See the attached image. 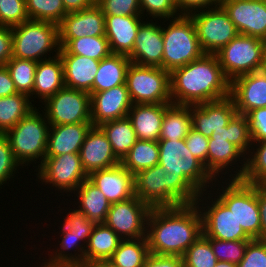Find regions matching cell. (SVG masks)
<instances>
[{
	"label": "cell",
	"instance_id": "1",
	"mask_svg": "<svg viewBox=\"0 0 266 267\" xmlns=\"http://www.w3.org/2000/svg\"><path fill=\"white\" fill-rule=\"evenodd\" d=\"M202 234L196 204L152 208L149 213L146 239L152 254L182 257Z\"/></svg>",
	"mask_w": 266,
	"mask_h": 267
},
{
	"label": "cell",
	"instance_id": "2",
	"mask_svg": "<svg viewBox=\"0 0 266 267\" xmlns=\"http://www.w3.org/2000/svg\"><path fill=\"white\" fill-rule=\"evenodd\" d=\"M170 94L172 104L198 105L230 96V81L217 56L204 54L170 72Z\"/></svg>",
	"mask_w": 266,
	"mask_h": 267
},
{
	"label": "cell",
	"instance_id": "3",
	"mask_svg": "<svg viewBox=\"0 0 266 267\" xmlns=\"http://www.w3.org/2000/svg\"><path fill=\"white\" fill-rule=\"evenodd\" d=\"M135 196L151 208L195 204L201 191L186 177L172 176L161 164L134 175Z\"/></svg>",
	"mask_w": 266,
	"mask_h": 267
},
{
	"label": "cell",
	"instance_id": "4",
	"mask_svg": "<svg viewBox=\"0 0 266 267\" xmlns=\"http://www.w3.org/2000/svg\"><path fill=\"white\" fill-rule=\"evenodd\" d=\"M49 129L44 112L36 107L5 133L14 158L22 167L20 172L27 166L30 174V164L35 170L42 164L46 156Z\"/></svg>",
	"mask_w": 266,
	"mask_h": 267
},
{
	"label": "cell",
	"instance_id": "5",
	"mask_svg": "<svg viewBox=\"0 0 266 267\" xmlns=\"http://www.w3.org/2000/svg\"><path fill=\"white\" fill-rule=\"evenodd\" d=\"M11 30L12 57L39 62L59 55L58 24L29 19Z\"/></svg>",
	"mask_w": 266,
	"mask_h": 267
},
{
	"label": "cell",
	"instance_id": "6",
	"mask_svg": "<svg viewBox=\"0 0 266 267\" xmlns=\"http://www.w3.org/2000/svg\"><path fill=\"white\" fill-rule=\"evenodd\" d=\"M161 23L164 70L171 72L205 54L201 49L194 22L189 15L163 19Z\"/></svg>",
	"mask_w": 266,
	"mask_h": 267
},
{
	"label": "cell",
	"instance_id": "7",
	"mask_svg": "<svg viewBox=\"0 0 266 267\" xmlns=\"http://www.w3.org/2000/svg\"><path fill=\"white\" fill-rule=\"evenodd\" d=\"M210 190L231 210L251 239H260L261 220L256 184H248L240 179H218Z\"/></svg>",
	"mask_w": 266,
	"mask_h": 267
},
{
	"label": "cell",
	"instance_id": "8",
	"mask_svg": "<svg viewBox=\"0 0 266 267\" xmlns=\"http://www.w3.org/2000/svg\"><path fill=\"white\" fill-rule=\"evenodd\" d=\"M35 171L36 183L46 185L48 189L57 190L54 196L59 193L57 198L63 196V200H65L64 195L69 193L66 196H70L88 178L82 167L79 153L45 156L42 164L36 170L32 169V172Z\"/></svg>",
	"mask_w": 266,
	"mask_h": 267
},
{
	"label": "cell",
	"instance_id": "9",
	"mask_svg": "<svg viewBox=\"0 0 266 267\" xmlns=\"http://www.w3.org/2000/svg\"><path fill=\"white\" fill-rule=\"evenodd\" d=\"M125 84L132 104H172L170 72L162 68L131 63Z\"/></svg>",
	"mask_w": 266,
	"mask_h": 267
},
{
	"label": "cell",
	"instance_id": "10",
	"mask_svg": "<svg viewBox=\"0 0 266 267\" xmlns=\"http://www.w3.org/2000/svg\"><path fill=\"white\" fill-rule=\"evenodd\" d=\"M159 164L172 176H186L201 192L210 190L215 179L192 155L184 139H159Z\"/></svg>",
	"mask_w": 266,
	"mask_h": 267
},
{
	"label": "cell",
	"instance_id": "11",
	"mask_svg": "<svg viewBox=\"0 0 266 267\" xmlns=\"http://www.w3.org/2000/svg\"><path fill=\"white\" fill-rule=\"evenodd\" d=\"M265 42L257 37L239 34L215 54L230 82L241 75L261 70Z\"/></svg>",
	"mask_w": 266,
	"mask_h": 267
},
{
	"label": "cell",
	"instance_id": "12",
	"mask_svg": "<svg viewBox=\"0 0 266 267\" xmlns=\"http://www.w3.org/2000/svg\"><path fill=\"white\" fill-rule=\"evenodd\" d=\"M195 204L201 213L202 230L206 238L251 240L231 210L211 190L201 192Z\"/></svg>",
	"mask_w": 266,
	"mask_h": 267
},
{
	"label": "cell",
	"instance_id": "13",
	"mask_svg": "<svg viewBox=\"0 0 266 267\" xmlns=\"http://www.w3.org/2000/svg\"><path fill=\"white\" fill-rule=\"evenodd\" d=\"M245 168L246 156L230 142L229 124L218 131H213L208 142L209 174L215 180L241 179Z\"/></svg>",
	"mask_w": 266,
	"mask_h": 267
},
{
	"label": "cell",
	"instance_id": "14",
	"mask_svg": "<svg viewBox=\"0 0 266 267\" xmlns=\"http://www.w3.org/2000/svg\"><path fill=\"white\" fill-rule=\"evenodd\" d=\"M189 16L194 22L201 49L205 54H216L239 35L228 13L221 5L195 11Z\"/></svg>",
	"mask_w": 266,
	"mask_h": 267
},
{
	"label": "cell",
	"instance_id": "15",
	"mask_svg": "<svg viewBox=\"0 0 266 267\" xmlns=\"http://www.w3.org/2000/svg\"><path fill=\"white\" fill-rule=\"evenodd\" d=\"M43 105V106H42ZM40 105L50 126L91 123L90 94L64 87Z\"/></svg>",
	"mask_w": 266,
	"mask_h": 267
},
{
	"label": "cell",
	"instance_id": "16",
	"mask_svg": "<svg viewBox=\"0 0 266 267\" xmlns=\"http://www.w3.org/2000/svg\"><path fill=\"white\" fill-rule=\"evenodd\" d=\"M151 207L136 196L113 203L104 222L122 239L146 237L147 220Z\"/></svg>",
	"mask_w": 266,
	"mask_h": 267
},
{
	"label": "cell",
	"instance_id": "17",
	"mask_svg": "<svg viewBox=\"0 0 266 267\" xmlns=\"http://www.w3.org/2000/svg\"><path fill=\"white\" fill-rule=\"evenodd\" d=\"M50 231H54L50 233L57 237L53 238L55 236H51V239H54L55 242L57 241L58 244L52 241V243L50 242V248L47 247L48 251L46 250L45 252H40L38 259L42 261V264L48 267H84V256L90 236H77L76 234H72V232L62 224V222L60 225L58 224V229L56 228L54 230L53 228V230ZM55 232L58 233V235H56ZM46 254L48 258L45 256ZM41 258L43 259L41 260Z\"/></svg>",
	"mask_w": 266,
	"mask_h": 267
},
{
	"label": "cell",
	"instance_id": "18",
	"mask_svg": "<svg viewBox=\"0 0 266 267\" xmlns=\"http://www.w3.org/2000/svg\"><path fill=\"white\" fill-rule=\"evenodd\" d=\"M240 35L266 41V0H221Z\"/></svg>",
	"mask_w": 266,
	"mask_h": 267
},
{
	"label": "cell",
	"instance_id": "19",
	"mask_svg": "<svg viewBox=\"0 0 266 267\" xmlns=\"http://www.w3.org/2000/svg\"><path fill=\"white\" fill-rule=\"evenodd\" d=\"M163 51L161 20L146 19L138 29L133 50L128 58L131 63L140 66L163 69Z\"/></svg>",
	"mask_w": 266,
	"mask_h": 267
},
{
	"label": "cell",
	"instance_id": "20",
	"mask_svg": "<svg viewBox=\"0 0 266 267\" xmlns=\"http://www.w3.org/2000/svg\"><path fill=\"white\" fill-rule=\"evenodd\" d=\"M93 126L128 116L132 102L126 84L90 94Z\"/></svg>",
	"mask_w": 266,
	"mask_h": 267
},
{
	"label": "cell",
	"instance_id": "21",
	"mask_svg": "<svg viewBox=\"0 0 266 267\" xmlns=\"http://www.w3.org/2000/svg\"><path fill=\"white\" fill-rule=\"evenodd\" d=\"M192 128L210 138L213 131L226 127L238 113L230 96L198 105H190Z\"/></svg>",
	"mask_w": 266,
	"mask_h": 267
},
{
	"label": "cell",
	"instance_id": "22",
	"mask_svg": "<svg viewBox=\"0 0 266 267\" xmlns=\"http://www.w3.org/2000/svg\"><path fill=\"white\" fill-rule=\"evenodd\" d=\"M230 97L238 114L266 107V73L262 70L241 75L230 82Z\"/></svg>",
	"mask_w": 266,
	"mask_h": 267
},
{
	"label": "cell",
	"instance_id": "23",
	"mask_svg": "<svg viewBox=\"0 0 266 267\" xmlns=\"http://www.w3.org/2000/svg\"><path fill=\"white\" fill-rule=\"evenodd\" d=\"M80 160L84 171L91 172L114 167L120 163L111 143L99 126H92L80 148Z\"/></svg>",
	"mask_w": 266,
	"mask_h": 267
},
{
	"label": "cell",
	"instance_id": "24",
	"mask_svg": "<svg viewBox=\"0 0 266 267\" xmlns=\"http://www.w3.org/2000/svg\"><path fill=\"white\" fill-rule=\"evenodd\" d=\"M111 204L135 196L134 175L120 163L114 167L97 170L88 175Z\"/></svg>",
	"mask_w": 266,
	"mask_h": 267
},
{
	"label": "cell",
	"instance_id": "25",
	"mask_svg": "<svg viewBox=\"0 0 266 267\" xmlns=\"http://www.w3.org/2000/svg\"><path fill=\"white\" fill-rule=\"evenodd\" d=\"M58 26L59 39L105 36V15L95 4L81 11L67 13Z\"/></svg>",
	"mask_w": 266,
	"mask_h": 267
},
{
	"label": "cell",
	"instance_id": "26",
	"mask_svg": "<svg viewBox=\"0 0 266 267\" xmlns=\"http://www.w3.org/2000/svg\"><path fill=\"white\" fill-rule=\"evenodd\" d=\"M144 21L142 15H105V36L112 54L128 56L132 52L138 29Z\"/></svg>",
	"mask_w": 266,
	"mask_h": 267
},
{
	"label": "cell",
	"instance_id": "27",
	"mask_svg": "<svg viewBox=\"0 0 266 267\" xmlns=\"http://www.w3.org/2000/svg\"><path fill=\"white\" fill-rule=\"evenodd\" d=\"M64 87V67L60 55L37 63L34 88L30 99L33 98L32 103H34L35 98L39 102L36 100L34 105L38 103L37 106H40Z\"/></svg>",
	"mask_w": 266,
	"mask_h": 267
},
{
	"label": "cell",
	"instance_id": "28",
	"mask_svg": "<svg viewBox=\"0 0 266 267\" xmlns=\"http://www.w3.org/2000/svg\"><path fill=\"white\" fill-rule=\"evenodd\" d=\"M71 197H74V199ZM71 199L74 201H71ZM65 201L67 203H65L64 206H68V203L70 202L69 206L73 204L71 207L75 206L74 208L77 211L85 214L86 217L95 224L104 223L106 221L111 206V203L105 195L88 178L70 196H68Z\"/></svg>",
	"mask_w": 266,
	"mask_h": 267
},
{
	"label": "cell",
	"instance_id": "29",
	"mask_svg": "<svg viewBox=\"0 0 266 267\" xmlns=\"http://www.w3.org/2000/svg\"><path fill=\"white\" fill-rule=\"evenodd\" d=\"M92 123L60 124L50 126L46 156L79 153Z\"/></svg>",
	"mask_w": 266,
	"mask_h": 267
},
{
	"label": "cell",
	"instance_id": "30",
	"mask_svg": "<svg viewBox=\"0 0 266 267\" xmlns=\"http://www.w3.org/2000/svg\"><path fill=\"white\" fill-rule=\"evenodd\" d=\"M64 67L65 87L92 93L100 61L77 54H59Z\"/></svg>",
	"mask_w": 266,
	"mask_h": 267
},
{
	"label": "cell",
	"instance_id": "31",
	"mask_svg": "<svg viewBox=\"0 0 266 267\" xmlns=\"http://www.w3.org/2000/svg\"><path fill=\"white\" fill-rule=\"evenodd\" d=\"M171 104H132L128 112L138 140L158 141L165 110Z\"/></svg>",
	"mask_w": 266,
	"mask_h": 267
},
{
	"label": "cell",
	"instance_id": "32",
	"mask_svg": "<svg viewBox=\"0 0 266 267\" xmlns=\"http://www.w3.org/2000/svg\"><path fill=\"white\" fill-rule=\"evenodd\" d=\"M121 240L105 223L95 224L86 246L84 267H94L100 262L108 261Z\"/></svg>",
	"mask_w": 266,
	"mask_h": 267
},
{
	"label": "cell",
	"instance_id": "33",
	"mask_svg": "<svg viewBox=\"0 0 266 267\" xmlns=\"http://www.w3.org/2000/svg\"><path fill=\"white\" fill-rule=\"evenodd\" d=\"M130 64L128 56L123 54H111L102 59L94 79L92 93L125 84L126 72Z\"/></svg>",
	"mask_w": 266,
	"mask_h": 267
},
{
	"label": "cell",
	"instance_id": "34",
	"mask_svg": "<svg viewBox=\"0 0 266 267\" xmlns=\"http://www.w3.org/2000/svg\"><path fill=\"white\" fill-rule=\"evenodd\" d=\"M59 54H77L98 61L112 54L106 36L80 37L77 39H59Z\"/></svg>",
	"mask_w": 266,
	"mask_h": 267
},
{
	"label": "cell",
	"instance_id": "35",
	"mask_svg": "<svg viewBox=\"0 0 266 267\" xmlns=\"http://www.w3.org/2000/svg\"><path fill=\"white\" fill-rule=\"evenodd\" d=\"M111 143L113 153L121 161L138 140L128 117L108 121L99 126Z\"/></svg>",
	"mask_w": 266,
	"mask_h": 267
},
{
	"label": "cell",
	"instance_id": "36",
	"mask_svg": "<svg viewBox=\"0 0 266 267\" xmlns=\"http://www.w3.org/2000/svg\"><path fill=\"white\" fill-rule=\"evenodd\" d=\"M192 128L190 106L171 104L162 120L159 139H185Z\"/></svg>",
	"mask_w": 266,
	"mask_h": 267
},
{
	"label": "cell",
	"instance_id": "37",
	"mask_svg": "<svg viewBox=\"0 0 266 267\" xmlns=\"http://www.w3.org/2000/svg\"><path fill=\"white\" fill-rule=\"evenodd\" d=\"M34 108L36 106L30 97L22 93L0 97V134H5L13 128Z\"/></svg>",
	"mask_w": 266,
	"mask_h": 267
},
{
	"label": "cell",
	"instance_id": "38",
	"mask_svg": "<svg viewBox=\"0 0 266 267\" xmlns=\"http://www.w3.org/2000/svg\"><path fill=\"white\" fill-rule=\"evenodd\" d=\"M159 162L158 141L137 140L120 164L131 174L157 165Z\"/></svg>",
	"mask_w": 266,
	"mask_h": 267
},
{
	"label": "cell",
	"instance_id": "39",
	"mask_svg": "<svg viewBox=\"0 0 266 267\" xmlns=\"http://www.w3.org/2000/svg\"><path fill=\"white\" fill-rule=\"evenodd\" d=\"M149 254L146 237L122 239L108 261L115 267H144Z\"/></svg>",
	"mask_w": 266,
	"mask_h": 267
},
{
	"label": "cell",
	"instance_id": "40",
	"mask_svg": "<svg viewBox=\"0 0 266 267\" xmlns=\"http://www.w3.org/2000/svg\"><path fill=\"white\" fill-rule=\"evenodd\" d=\"M37 63L33 60L12 57L5 64L18 93L29 97L32 95Z\"/></svg>",
	"mask_w": 266,
	"mask_h": 267
},
{
	"label": "cell",
	"instance_id": "41",
	"mask_svg": "<svg viewBox=\"0 0 266 267\" xmlns=\"http://www.w3.org/2000/svg\"><path fill=\"white\" fill-rule=\"evenodd\" d=\"M266 177V140L252 142L246 156V168L241 181L248 184H259Z\"/></svg>",
	"mask_w": 266,
	"mask_h": 267
},
{
	"label": "cell",
	"instance_id": "42",
	"mask_svg": "<svg viewBox=\"0 0 266 267\" xmlns=\"http://www.w3.org/2000/svg\"><path fill=\"white\" fill-rule=\"evenodd\" d=\"M29 19L59 24L67 14L62 0H25Z\"/></svg>",
	"mask_w": 266,
	"mask_h": 267
},
{
	"label": "cell",
	"instance_id": "43",
	"mask_svg": "<svg viewBox=\"0 0 266 267\" xmlns=\"http://www.w3.org/2000/svg\"><path fill=\"white\" fill-rule=\"evenodd\" d=\"M184 267H214L218 262L210 241L202 234L182 256Z\"/></svg>",
	"mask_w": 266,
	"mask_h": 267
},
{
	"label": "cell",
	"instance_id": "44",
	"mask_svg": "<svg viewBox=\"0 0 266 267\" xmlns=\"http://www.w3.org/2000/svg\"><path fill=\"white\" fill-rule=\"evenodd\" d=\"M21 168V165L14 158L7 136L0 134V191L7 183L9 186V182L12 183V180L14 183V179L18 178V170Z\"/></svg>",
	"mask_w": 266,
	"mask_h": 267
},
{
	"label": "cell",
	"instance_id": "45",
	"mask_svg": "<svg viewBox=\"0 0 266 267\" xmlns=\"http://www.w3.org/2000/svg\"><path fill=\"white\" fill-rule=\"evenodd\" d=\"M210 241L212 251L218 261H226L239 264L244 257L245 249L250 240L224 241L207 238Z\"/></svg>",
	"mask_w": 266,
	"mask_h": 267
},
{
	"label": "cell",
	"instance_id": "46",
	"mask_svg": "<svg viewBox=\"0 0 266 267\" xmlns=\"http://www.w3.org/2000/svg\"><path fill=\"white\" fill-rule=\"evenodd\" d=\"M61 204L58 205V207H56L58 209V212L56 211L55 214H58L60 212V218L58 217V219H61V213H65V216L63 217V221L58 220L59 223L63 222L62 224L69 229L72 234H76L77 236H90L93 230V227L95 226V223L93 221H91L89 218L86 217L85 214L77 211L74 207L73 209L70 207H63L61 208ZM66 208V209H65ZM68 208V209H67ZM63 209V212H62ZM70 210V211H69ZM68 211V212H66ZM65 217V218H64Z\"/></svg>",
	"mask_w": 266,
	"mask_h": 267
},
{
	"label": "cell",
	"instance_id": "47",
	"mask_svg": "<svg viewBox=\"0 0 266 267\" xmlns=\"http://www.w3.org/2000/svg\"><path fill=\"white\" fill-rule=\"evenodd\" d=\"M230 142L234 144L245 156L250 151L252 138L250 126L246 115L236 114L229 122Z\"/></svg>",
	"mask_w": 266,
	"mask_h": 267
},
{
	"label": "cell",
	"instance_id": "48",
	"mask_svg": "<svg viewBox=\"0 0 266 267\" xmlns=\"http://www.w3.org/2000/svg\"><path fill=\"white\" fill-rule=\"evenodd\" d=\"M143 18L151 20L172 19L180 16L175 0H139ZM149 17V18H148Z\"/></svg>",
	"mask_w": 266,
	"mask_h": 267
},
{
	"label": "cell",
	"instance_id": "49",
	"mask_svg": "<svg viewBox=\"0 0 266 267\" xmlns=\"http://www.w3.org/2000/svg\"><path fill=\"white\" fill-rule=\"evenodd\" d=\"M27 20L25 0H0V26L14 27Z\"/></svg>",
	"mask_w": 266,
	"mask_h": 267
},
{
	"label": "cell",
	"instance_id": "50",
	"mask_svg": "<svg viewBox=\"0 0 266 267\" xmlns=\"http://www.w3.org/2000/svg\"><path fill=\"white\" fill-rule=\"evenodd\" d=\"M104 15H142L139 0H96Z\"/></svg>",
	"mask_w": 266,
	"mask_h": 267
},
{
	"label": "cell",
	"instance_id": "51",
	"mask_svg": "<svg viewBox=\"0 0 266 267\" xmlns=\"http://www.w3.org/2000/svg\"><path fill=\"white\" fill-rule=\"evenodd\" d=\"M238 267H266V240L251 239Z\"/></svg>",
	"mask_w": 266,
	"mask_h": 267
},
{
	"label": "cell",
	"instance_id": "52",
	"mask_svg": "<svg viewBox=\"0 0 266 267\" xmlns=\"http://www.w3.org/2000/svg\"><path fill=\"white\" fill-rule=\"evenodd\" d=\"M187 148L192 155L197 158L207 170V153L209 138L202 135L200 132L191 128L188 135L184 139Z\"/></svg>",
	"mask_w": 266,
	"mask_h": 267
},
{
	"label": "cell",
	"instance_id": "53",
	"mask_svg": "<svg viewBox=\"0 0 266 267\" xmlns=\"http://www.w3.org/2000/svg\"><path fill=\"white\" fill-rule=\"evenodd\" d=\"M248 124L250 126V135L252 142L266 140V107L257 108L249 111L247 114Z\"/></svg>",
	"mask_w": 266,
	"mask_h": 267
},
{
	"label": "cell",
	"instance_id": "54",
	"mask_svg": "<svg viewBox=\"0 0 266 267\" xmlns=\"http://www.w3.org/2000/svg\"><path fill=\"white\" fill-rule=\"evenodd\" d=\"M221 0H175L180 15H189L198 10L220 6Z\"/></svg>",
	"mask_w": 266,
	"mask_h": 267
},
{
	"label": "cell",
	"instance_id": "55",
	"mask_svg": "<svg viewBox=\"0 0 266 267\" xmlns=\"http://www.w3.org/2000/svg\"><path fill=\"white\" fill-rule=\"evenodd\" d=\"M144 267H184V261L180 256L155 255L150 253Z\"/></svg>",
	"mask_w": 266,
	"mask_h": 267
},
{
	"label": "cell",
	"instance_id": "56",
	"mask_svg": "<svg viewBox=\"0 0 266 267\" xmlns=\"http://www.w3.org/2000/svg\"><path fill=\"white\" fill-rule=\"evenodd\" d=\"M11 27L0 26V65H5L12 58Z\"/></svg>",
	"mask_w": 266,
	"mask_h": 267
},
{
	"label": "cell",
	"instance_id": "57",
	"mask_svg": "<svg viewBox=\"0 0 266 267\" xmlns=\"http://www.w3.org/2000/svg\"><path fill=\"white\" fill-rule=\"evenodd\" d=\"M256 196L261 220L260 239L266 240V190L259 184H256Z\"/></svg>",
	"mask_w": 266,
	"mask_h": 267
},
{
	"label": "cell",
	"instance_id": "58",
	"mask_svg": "<svg viewBox=\"0 0 266 267\" xmlns=\"http://www.w3.org/2000/svg\"><path fill=\"white\" fill-rule=\"evenodd\" d=\"M18 93L5 65H0V97Z\"/></svg>",
	"mask_w": 266,
	"mask_h": 267
},
{
	"label": "cell",
	"instance_id": "59",
	"mask_svg": "<svg viewBox=\"0 0 266 267\" xmlns=\"http://www.w3.org/2000/svg\"><path fill=\"white\" fill-rule=\"evenodd\" d=\"M67 13L81 11L96 4V0H62Z\"/></svg>",
	"mask_w": 266,
	"mask_h": 267
},
{
	"label": "cell",
	"instance_id": "60",
	"mask_svg": "<svg viewBox=\"0 0 266 267\" xmlns=\"http://www.w3.org/2000/svg\"><path fill=\"white\" fill-rule=\"evenodd\" d=\"M214 267H238V264L226 261H218Z\"/></svg>",
	"mask_w": 266,
	"mask_h": 267
},
{
	"label": "cell",
	"instance_id": "61",
	"mask_svg": "<svg viewBox=\"0 0 266 267\" xmlns=\"http://www.w3.org/2000/svg\"><path fill=\"white\" fill-rule=\"evenodd\" d=\"M262 71H264L266 73V42L264 45V52H263V65L261 68Z\"/></svg>",
	"mask_w": 266,
	"mask_h": 267
},
{
	"label": "cell",
	"instance_id": "62",
	"mask_svg": "<svg viewBox=\"0 0 266 267\" xmlns=\"http://www.w3.org/2000/svg\"><path fill=\"white\" fill-rule=\"evenodd\" d=\"M94 267H115L109 261L100 262L96 264Z\"/></svg>",
	"mask_w": 266,
	"mask_h": 267
},
{
	"label": "cell",
	"instance_id": "63",
	"mask_svg": "<svg viewBox=\"0 0 266 267\" xmlns=\"http://www.w3.org/2000/svg\"><path fill=\"white\" fill-rule=\"evenodd\" d=\"M37 261H38V262H37ZM32 262H33V260H31V264H32L31 266H32V267H48V266L42 264L38 259H37L36 261L34 260V263H37V264L39 263L38 266H37V264L35 265V264L32 263ZM40 263H41V264H40ZM33 264H34V266H33Z\"/></svg>",
	"mask_w": 266,
	"mask_h": 267
},
{
	"label": "cell",
	"instance_id": "64",
	"mask_svg": "<svg viewBox=\"0 0 266 267\" xmlns=\"http://www.w3.org/2000/svg\"><path fill=\"white\" fill-rule=\"evenodd\" d=\"M259 185L266 190V177L259 183Z\"/></svg>",
	"mask_w": 266,
	"mask_h": 267
}]
</instances>
